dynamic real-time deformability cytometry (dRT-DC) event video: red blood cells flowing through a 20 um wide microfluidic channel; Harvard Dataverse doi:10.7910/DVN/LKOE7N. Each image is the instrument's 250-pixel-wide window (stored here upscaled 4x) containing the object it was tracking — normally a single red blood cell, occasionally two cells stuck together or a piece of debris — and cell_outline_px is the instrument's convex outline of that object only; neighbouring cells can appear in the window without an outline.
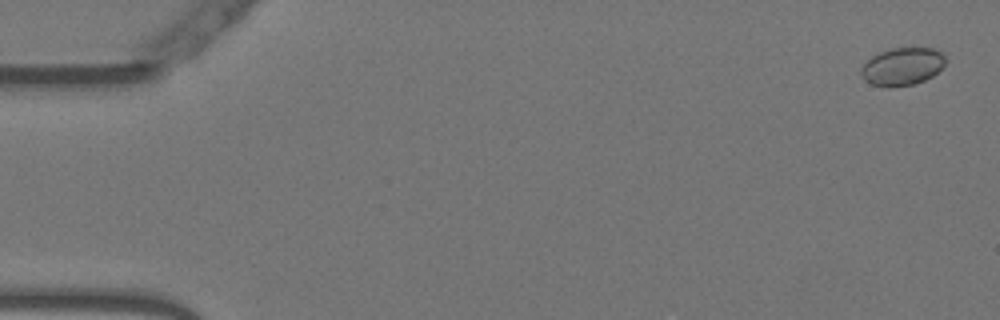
{"species": "Egyptian fruit bat (a non-hibernating species)", "species_latin": "Rousettus aegyptiacus", "temperature_condition": "warm", "stored_images_in_passage": 9, "camera_frame_rate_fps": 3000, "um_per_image_px": 0.085, "animal": {"sex": "female"}, "frame": {"image": 1, "passage_image": 2, "time_ms": 0.333, "image_size_px": [1000, 320], "cell_outline_px": [[944, 64], [932, 76], [924, 80], [912, 84], [888, 88], [884, 88], [872, 84], [864, 80], [860, 72], [860, 68], [872, 56], [888, 48], [932, 48], [940, 52], [944, 56]], "centroid_in_image_um": [76.64, 5.66], "position_along_channel_um": 8.4, "area_um2": 18.44}}